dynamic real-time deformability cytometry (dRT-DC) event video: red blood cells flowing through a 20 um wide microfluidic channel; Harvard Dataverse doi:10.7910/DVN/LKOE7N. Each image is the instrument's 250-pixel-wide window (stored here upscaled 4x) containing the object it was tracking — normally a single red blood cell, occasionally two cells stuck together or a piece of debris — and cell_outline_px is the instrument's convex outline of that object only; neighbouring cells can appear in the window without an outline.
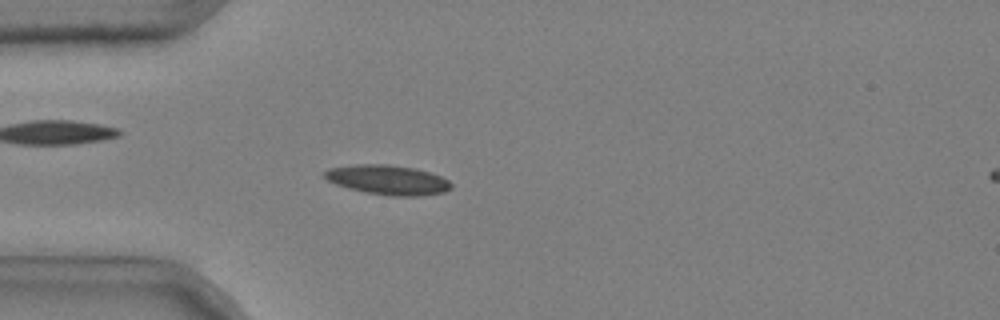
{"species": "common noctule bat (a hibernating species)", "species_latin": "Nyctalus noctula", "temperature_condition": "cold", "stored_images_in_passage": 16, "camera_frame_rate_fps": 3000, "um_per_image_px": 0.085, "animal": {"sex": "male", "body_mass_g": 20.4}, "frame": {"image": 1, "passage_image": 14, "time_ms": 4.333, "image_size_px": [1000, 320], "cell_outline_px": [[452, 188], [444, 192], [420, 196], [388, 196], [348, 188], [336, 184], [328, 180], [324, 176], [324, 172], [328, 168], [356, 164], [388, 164], [416, 168], [440, 176], [448, 180], [452, 184]], "centroid_in_image_um": [32.98, 15.28], "position_along_channel_um": 52.0, "area_um2": 21.85}}